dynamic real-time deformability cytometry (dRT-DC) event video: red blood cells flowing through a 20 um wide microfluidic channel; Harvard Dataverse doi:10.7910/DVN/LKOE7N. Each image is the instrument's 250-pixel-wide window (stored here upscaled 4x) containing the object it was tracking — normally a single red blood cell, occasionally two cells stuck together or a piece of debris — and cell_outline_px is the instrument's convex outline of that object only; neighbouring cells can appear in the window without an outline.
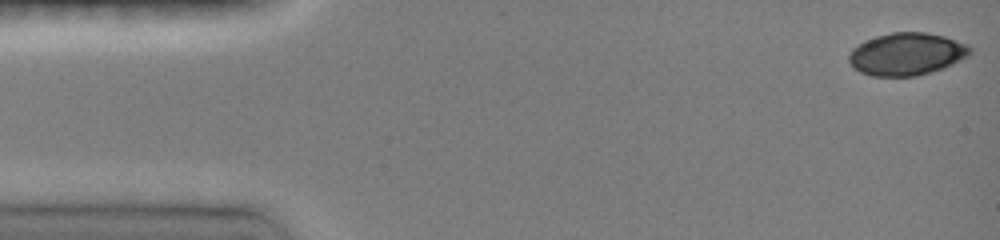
{"species": "common noctule bat (a hibernating species)", "species_latin": "Nyctalus noctula", "temperature_condition": "room temperature", "stored_images_in_passage": 7, "segment_of_instrument_passage": [1, 2], "camera_frame_rate_fps": 3000, "um_per_image_px": 0.085, "animal": {"sex": "female", "body_mass_g": 19.0, "forearm_length_mm": 51.5}, "frame": {"image": 1, "passage_image": 1, "time_ms": 0.0, "image_size_px": [1000, 240], "cell_outline_px": [[972, 52], [968, 56], [944, 68], [916, 76], [872, 76], [860, 72], [852, 68], [848, 60], [848, 56], [852, 48], [864, 40], [876, 36], [892, 32], [924, 32], [944, 36], [968, 44], [972, 48]], "centroid_in_image_um": [77.05, 4.59], "position_along_channel_um": 8.0, "area_um2": 30.23}}
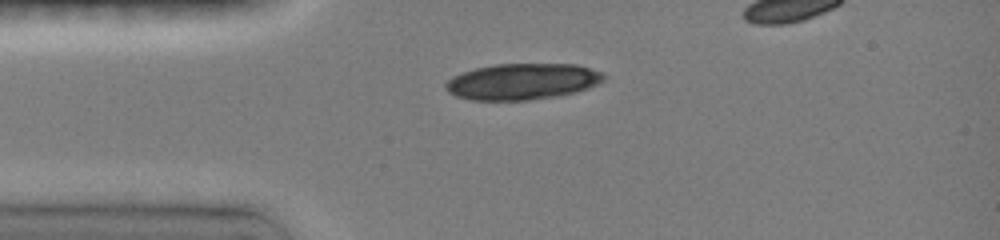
{"frame": {"image": 2, "passage_image": 5, "time_ms": 3.333, "image_size_px": [1000, 240], "cell_outline_px": [[608, 76], [604, 80], [588, 88], [576, 92], [560, 96], [528, 100], [472, 100], [456, 96], [448, 92], [444, 88], [444, 84], [452, 76], [476, 68], [496, 64], [576, 64], [604, 72]], "centroid_in_image_um": [44.43, 6.93], "position_along_channel_um": 40.6, "area_um2": 33.58}}